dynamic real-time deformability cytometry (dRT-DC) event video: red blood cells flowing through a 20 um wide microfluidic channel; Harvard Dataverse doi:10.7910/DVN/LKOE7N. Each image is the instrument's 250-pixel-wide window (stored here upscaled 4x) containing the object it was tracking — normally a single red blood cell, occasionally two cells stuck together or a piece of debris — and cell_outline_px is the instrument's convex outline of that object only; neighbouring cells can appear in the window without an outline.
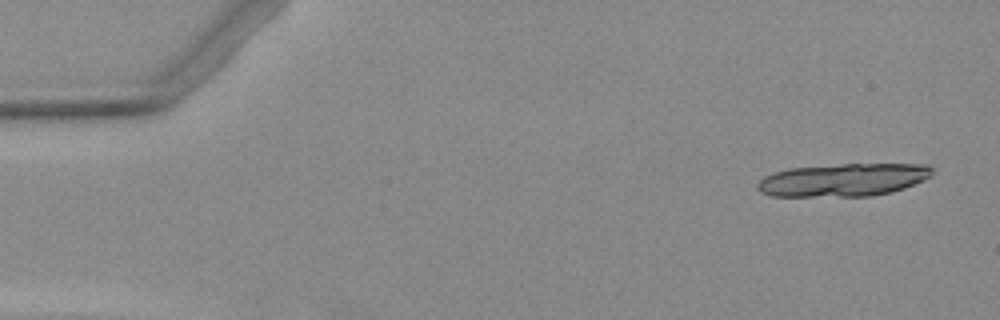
{"species": "Egyptian fruit bat (a non-hibernating species)", "species_latin": "Rousettus aegyptiacus", "temperature_condition": "warm", "stored_images_in_passage": 6, "camera_frame_rate_fps": 3000, "um_per_image_px": 0.085, "animal": {"sex": "female"}, "frame": {"image": 1, "passage_image": 1, "time_ms": 0.0, "image_size_px": [1000, 320], "cell_outline_px": [[932, 176], [924, 180], [904, 188], [892, 192], [872, 196], [772, 196], [760, 192], [756, 188], [756, 184], [764, 176], [788, 168], [840, 164], [928, 164], [932, 168]], "centroid_in_image_um": [71.68, 15.29], "position_along_channel_um": 13.3, "area_um2": 33.64}}
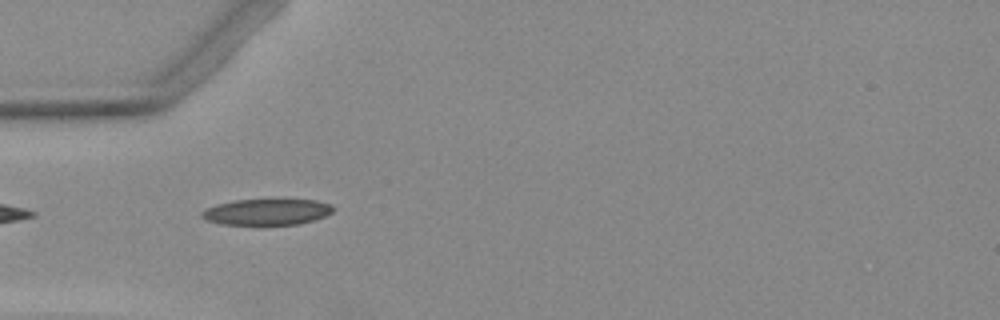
{"frame": {"image": 2, "passage_image": 5, "time_ms": 4.667, "image_size_px": [1000, 320], "cell_outline_px": [[336, 208], [332, 212], [324, 216], [300, 224], [264, 228], [224, 224], [208, 220], [200, 216], [200, 212], [204, 208], [216, 204], [232, 200], [272, 196], [316, 200], [332, 204]], "centroid_in_image_um": [22.69, 18.0], "position_along_channel_um": 62.3, "area_um2": 22.2}}
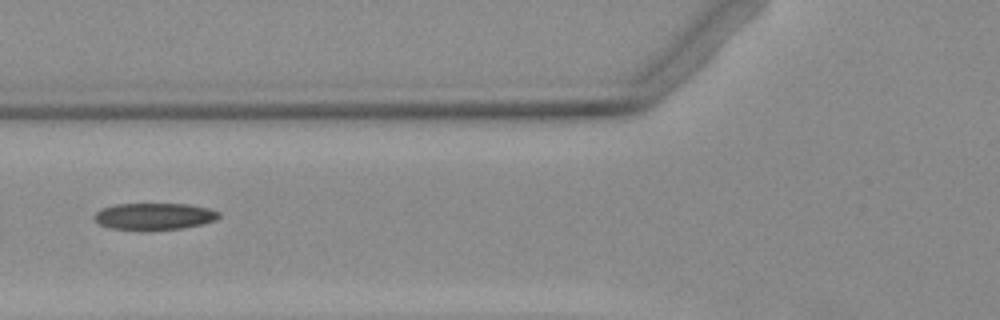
{"frame": {"image": 3, "passage_image": 6, "time_ms": 6.0, "image_size_px": [1000, 320], "cell_outline_px": [[220, 216], [216, 220], [204, 224], [184, 228], [108, 228], [100, 224], [96, 220], [96, 212], [100, 208], [116, 204], [188, 204], [212, 208], [220, 212]], "centroid_in_image_um": [13.19, 18.35], "position_along_channel_um": 112.6, "area_um2": 19.02}}